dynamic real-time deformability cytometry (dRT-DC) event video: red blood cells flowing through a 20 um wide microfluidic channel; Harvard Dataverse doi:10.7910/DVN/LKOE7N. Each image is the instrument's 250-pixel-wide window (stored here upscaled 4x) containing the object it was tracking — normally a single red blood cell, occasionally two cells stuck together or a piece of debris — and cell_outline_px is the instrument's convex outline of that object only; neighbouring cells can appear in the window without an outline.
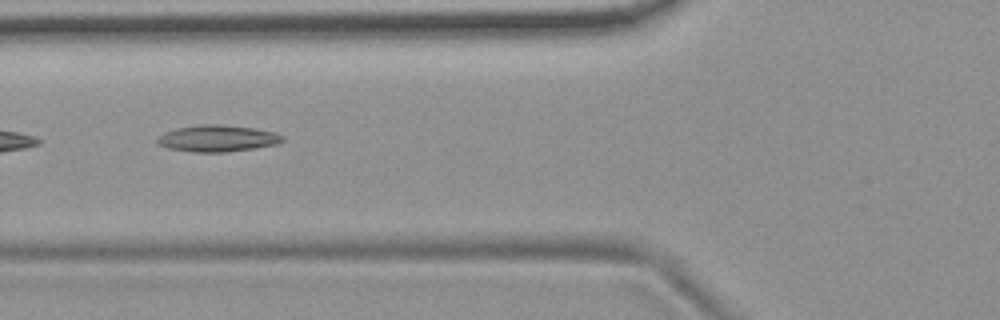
{"species": "common noctule bat (a hibernating species)", "species_latin": "Nyctalus noctula", "temperature_condition": "room temperature", "stored_images_in_passage": 6, "camera_frame_rate_fps": 3000, "um_per_image_px": 0.085, "animal": {"sex": "female", "body_mass_g": 19.9}, "frame": {"image": 1, "passage_image": 6, "time_ms": 5.667, "image_size_px": [1000, 320], "cell_outline_px": [[284, 140], [280, 144], [256, 148], [224, 152], [192, 152], [168, 148], [160, 144], [156, 140], [164, 132], [176, 128], [200, 124], [220, 124], [252, 128], [276, 132], [284, 136]], "centroid_in_image_um": [18.53, 11.76], "position_along_channel_um": 107.3, "area_um2": 19.48}}